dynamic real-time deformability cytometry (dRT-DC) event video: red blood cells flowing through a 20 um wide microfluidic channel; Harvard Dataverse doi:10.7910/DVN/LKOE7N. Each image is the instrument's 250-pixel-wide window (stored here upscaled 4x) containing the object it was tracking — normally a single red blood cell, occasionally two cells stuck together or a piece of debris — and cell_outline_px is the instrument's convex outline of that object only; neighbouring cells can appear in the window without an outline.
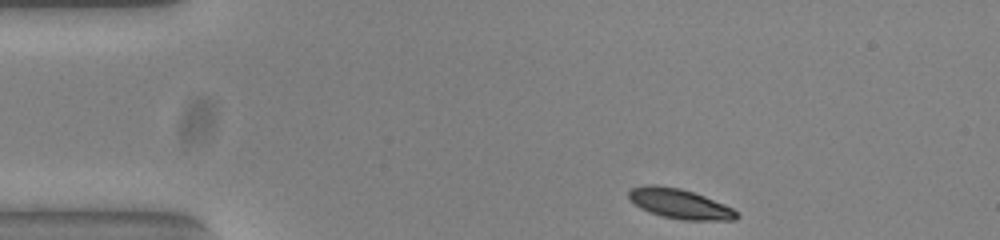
{"species": "common noctule bat (a hibernating species)", "species_latin": "Nyctalus noctula", "temperature_condition": "warm", "stored_images_in_passage": 46, "camera_frame_rate_fps": 3000, "um_per_image_px": 0.085, "animal": {"sex": "female", "body_mass_g": 23.0, "forearm_length_mm": 53.4}, "frame": {"image": 1, "passage_image": 1, "time_ms": 0.0, "image_size_px": [1000, 240], "cell_outline_px": [[740, 216], [736, 220], [684, 220], [664, 216], [648, 212], [640, 208], [628, 196], [628, 192], [632, 188], [648, 184], [656, 184], [680, 188], [704, 196], [724, 204], [740, 212]], "centroid_in_image_um": [57.81, 17.32], "position_along_channel_um": 27.2, "area_um2": 18.73}}
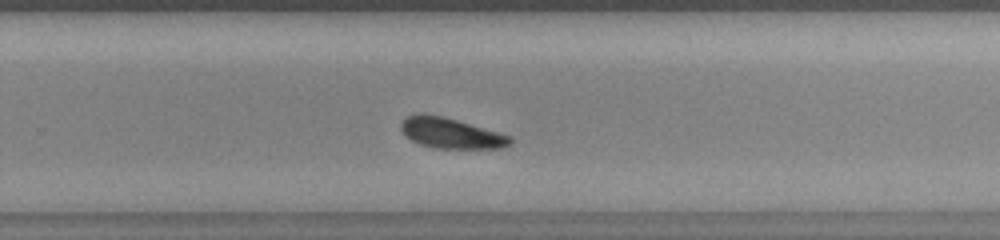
{"frame": {"image": 2, "passage_image": 27, "time_ms": 8.667, "image_size_px": [1000, 240], "cell_outline_px": [[512, 144], [500, 148], [436, 148], [420, 144], [412, 140], [400, 128], [400, 120], [416, 112], [424, 112], [444, 116], [512, 136]], "centroid_in_image_um": [38.31, 11.29], "position_along_channel_um": 291.5, "area_um2": 19.54}}
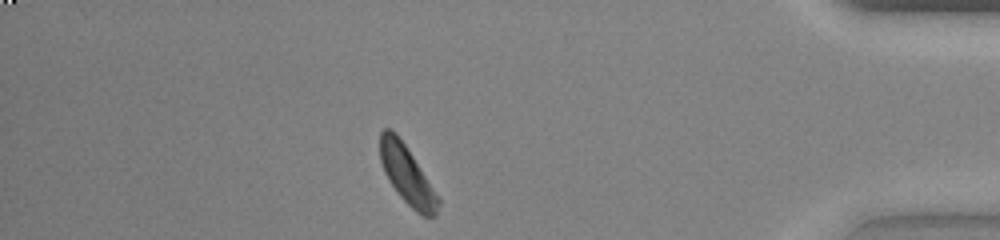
{"frame": {"image": 3, "passage_image": 39, "time_ms": 12.667, "image_size_px": [1000, 240], "cell_outline_px": [[440, 204], [436, 216], [424, 216], [416, 212], [400, 196], [388, 180], [384, 172], [380, 160], [380, 132], [384, 128], [392, 128], [396, 132], [412, 156], [440, 200]], "centroid_in_image_um": [34.57, 14.86], "position_along_channel_um": 400.6, "area_um2": 19.36}, "authors_computed_cell_mechanics": {"area_um2": 19.4208, "velocity_mm_per_s": 3.791, "shape_relaxation_time_tau1_ms": 1.4962, "shape_relaxation_time_tau2_ms": null, "deformation_change_tau1": 0.0904, "deformation_change_tau2": null}}